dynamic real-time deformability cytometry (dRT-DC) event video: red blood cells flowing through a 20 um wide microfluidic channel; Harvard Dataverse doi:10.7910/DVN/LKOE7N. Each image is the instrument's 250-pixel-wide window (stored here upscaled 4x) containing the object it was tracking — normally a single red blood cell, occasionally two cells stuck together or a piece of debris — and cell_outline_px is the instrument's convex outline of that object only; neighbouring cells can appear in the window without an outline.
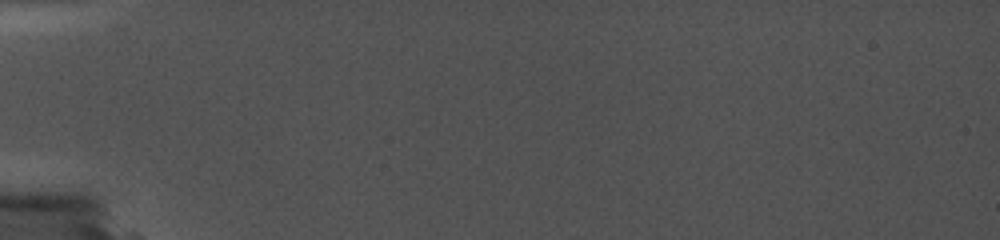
{"species": "common noctule bat (a hibernating species)", "species_latin": "Nyctalus noctula", "temperature_condition": "cold", "stored_images_in_passage": 4, "camera_frame_rate_fps": 5000, "um_per_image_px": 0.085, "animal": {"sex": "female", "body_mass_g": 19.0, "forearm_length_mm": 56.7}, "frame": {"image": 1, "passage_image": 3, "time_ms": 1.4, "image_size_px": [1000, 240], "cell_outline_px": [[688, 136], [648, 140], [540, 136], [528, 132], [524, 128], [548, 124], [656, 128], [680, 132]], "centroid_in_image_um": [51.24, 11.23], "position_along_channel_um": 33.8, "area_um2": 12.48}}